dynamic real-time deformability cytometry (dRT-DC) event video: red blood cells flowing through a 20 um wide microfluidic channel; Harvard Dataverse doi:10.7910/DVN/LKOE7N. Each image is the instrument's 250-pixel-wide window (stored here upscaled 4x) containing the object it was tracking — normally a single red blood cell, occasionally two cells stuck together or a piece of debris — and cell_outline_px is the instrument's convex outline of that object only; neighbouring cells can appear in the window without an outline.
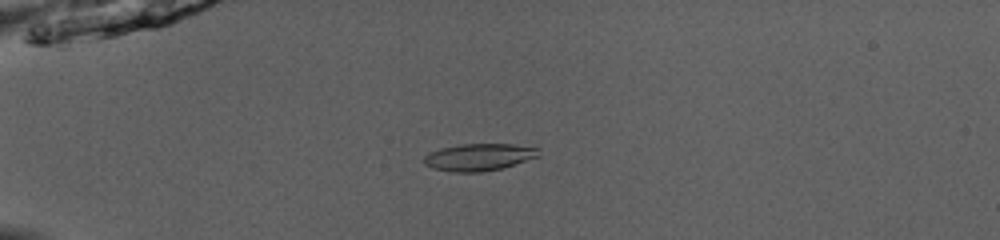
{"species": "common noctule bat (a hibernating species)", "species_latin": "Nyctalus noctula", "temperature_condition": "room temperature", "stored_images_in_passage": 46, "camera_frame_rate_fps": 3000, "um_per_image_px": 0.085, "animal": {"sex": "male", "body_mass_g": 13.0, "forearm_length_mm": 53.1}, "frame": {"image": 1, "passage_image": 10, "time_ms": 3.0, "image_size_px": [1000, 240], "cell_outline_px": [[540, 156], [500, 168], [480, 172], [452, 172], [432, 168], [424, 164], [424, 156], [440, 148], [460, 144], [512, 144], [540, 148]], "centroid_in_image_um": [40.71, 13.35], "position_along_channel_um": 44.3, "area_um2": 18.03}}
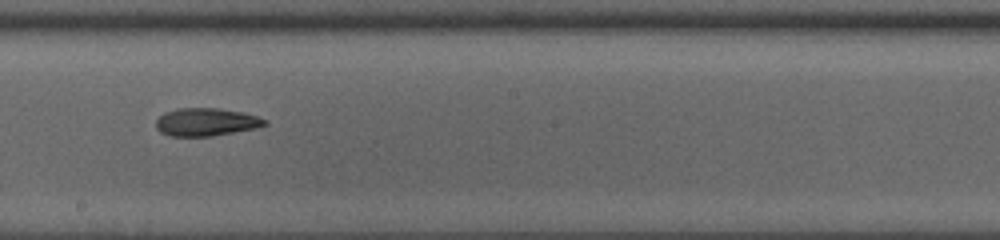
{"frame": {"image": 2, "passage_image": 26, "time_ms": 8.333, "image_size_px": [1000, 240], "cell_outline_px": [[268, 124], [256, 128], [212, 136], [168, 136], [160, 132], [156, 128], [156, 120], [164, 112], [176, 108], [216, 108], [244, 112], [268, 120]], "centroid_in_image_um": [17.51, 10.37], "position_along_channel_um": 230.7, "area_um2": 17.8}}
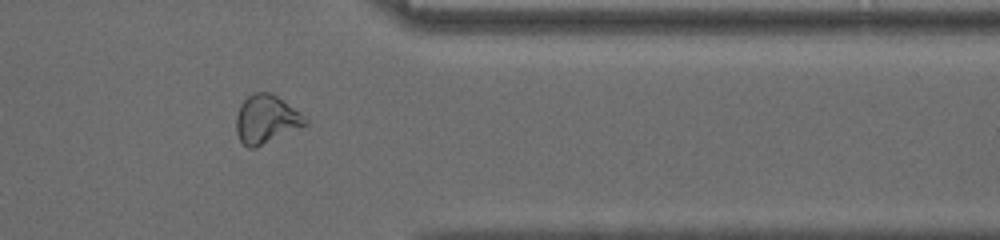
{"frame": {"image": 3, "passage_image": 38, "time_ms": 12.333, "image_size_px": [1000, 240], "cell_outline_px": [[308, 124], [256, 148], [248, 148], [240, 140], [236, 132], [236, 116], [240, 104], [252, 92], [272, 92], [300, 112], [308, 120]], "centroid_in_image_um": [22.62, 10.13], "position_along_channel_um": 388.8, "area_um2": 19.59}, "authors_computed_cell_mechanics": {"area_um2": 18.5827, "velocity_mm_per_s": 4.0859, "shape_relaxation_time_tau1_ms": 3.4994, "shape_relaxation_time_tau2_ms": 3.0653, "deformation_change_tau1": 0.1104, "deformation_change_tau2": 0.1078}}